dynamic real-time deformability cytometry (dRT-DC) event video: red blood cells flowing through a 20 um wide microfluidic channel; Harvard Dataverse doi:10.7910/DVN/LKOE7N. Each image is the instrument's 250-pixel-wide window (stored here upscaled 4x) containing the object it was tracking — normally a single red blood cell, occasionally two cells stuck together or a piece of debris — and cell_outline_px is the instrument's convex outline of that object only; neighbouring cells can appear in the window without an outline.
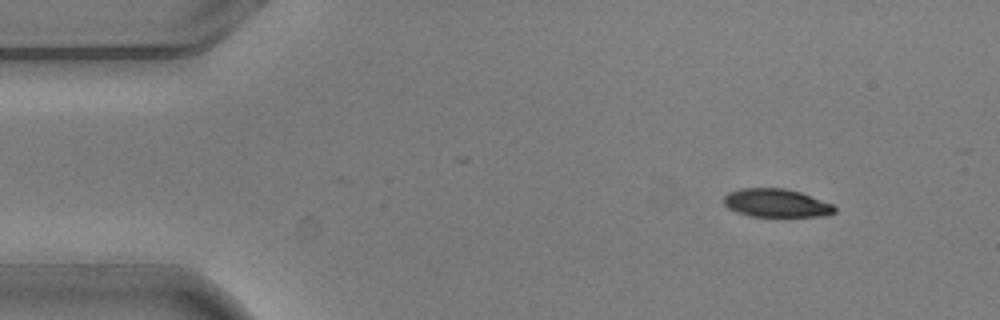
{"species": "common noctule bat (a hibernating species)", "species_latin": "Nyctalus noctula", "temperature_condition": "warm", "stored_images_in_passage": 2, "camera_frame_rate_fps": 3000, "um_per_image_px": 0.085, "animal": {"sex": "male", "body_mass_g": 20.5, "forearm_length_mm": 52.5}, "frame": {"image": 1, "passage_image": 2, "time_ms": 0.333, "image_size_px": [1000, 320], "cell_outline_px": [[836, 212], [824, 216], [748, 216], [736, 212], [728, 208], [724, 204], [724, 196], [728, 192], [740, 188], [784, 188], [800, 192], [832, 204], [836, 208]], "centroid_in_image_um": [65.96, 17.26], "position_along_channel_um": 19.0, "area_um2": 18.26}}